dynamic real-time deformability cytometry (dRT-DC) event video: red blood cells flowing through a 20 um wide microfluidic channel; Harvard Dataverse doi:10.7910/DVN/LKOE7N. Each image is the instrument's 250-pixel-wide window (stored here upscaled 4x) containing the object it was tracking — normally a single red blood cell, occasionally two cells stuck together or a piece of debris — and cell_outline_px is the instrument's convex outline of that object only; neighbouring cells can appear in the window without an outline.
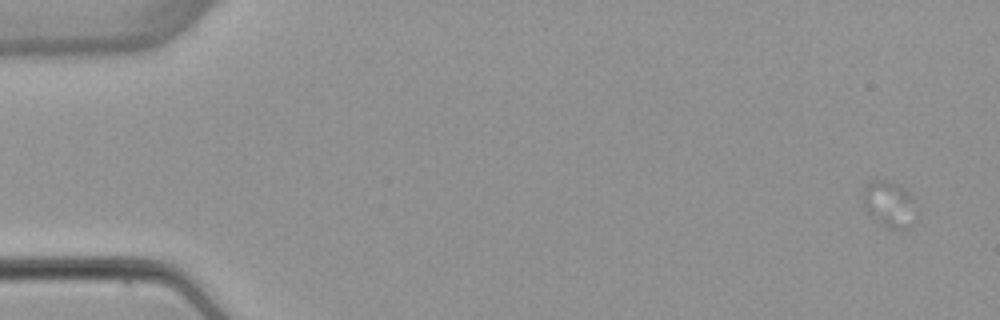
{"species": "common noctule bat (a hibernating species)", "species_latin": "Nyctalus noctula", "temperature_condition": "warm", "stored_images_in_passage": 5, "camera_frame_rate_fps": 3000, "um_per_image_px": 0.085, "animal": {"sex": "female", "body_mass_g": 22.7, "forearm_length_mm": 54.2}, "frame": {"image": 1, "passage_image": 1, "time_ms": 0.0, "image_size_px": [1000, 320], "cell_outline_px": [[912, 204], [908, 228], [888, 228], [868, 212], [864, 200], [864, 188], [872, 180], [884, 180], [896, 184], [904, 188], [912, 196]], "centroid_in_image_um": [75.53, 17.3], "position_along_channel_um": 9.5, "area_um2": 13.06}}
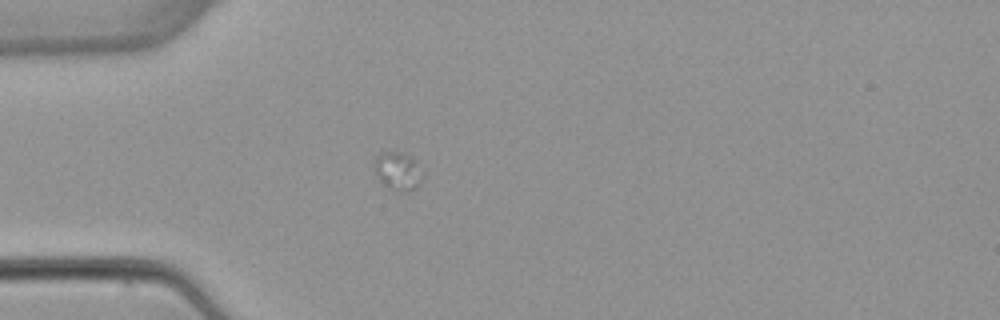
{"frame": {"image": 2, "passage_image": 5, "time_ms": 4.667, "image_size_px": [1000, 320], "cell_outline_px": [[420, 184], [416, 188], [408, 192], [392, 192], [376, 176], [372, 168], [372, 160], [380, 152], [400, 152], [416, 160], [420, 180]], "centroid_in_image_um": [33.71, 14.56], "position_along_channel_um": 51.3, "area_um2": 10.87}}